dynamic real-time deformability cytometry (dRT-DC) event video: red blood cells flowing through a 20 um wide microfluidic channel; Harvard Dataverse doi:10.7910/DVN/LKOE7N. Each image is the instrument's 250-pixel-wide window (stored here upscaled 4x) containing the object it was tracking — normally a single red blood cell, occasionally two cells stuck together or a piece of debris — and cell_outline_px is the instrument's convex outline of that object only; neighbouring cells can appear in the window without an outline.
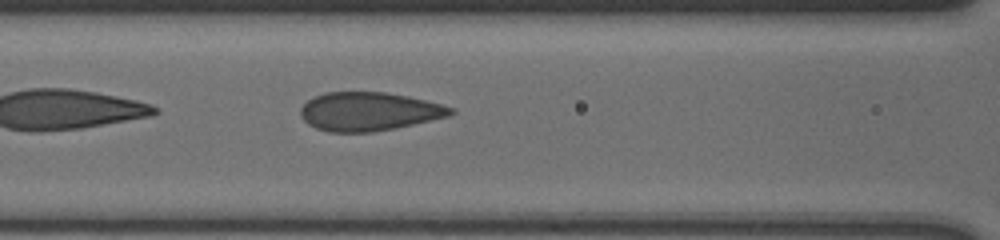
{"species": "human", "species_latin": "Homo sapiens", "temperature_condition": "cold", "stored_images_in_passage": 31, "camera_frame_rate_fps": 3000, "um_per_image_px": 0.085, "donor": {"sex": "male"}, "frame": {"image": 1, "passage_image": 6, "time_ms": 1.667, "image_size_px": [1000, 240], "cell_outline_px": [[456, 112], [448, 116], [396, 128], [372, 132], [328, 132], [316, 128], [308, 124], [300, 116], [300, 108], [308, 100], [324, 92], [388, 92], [408, 96], [456, 108]], "centroid_in_image_um": [31.35, 9.48], "position_along_channel_um": 135.2, "area_um2": 33.81}}
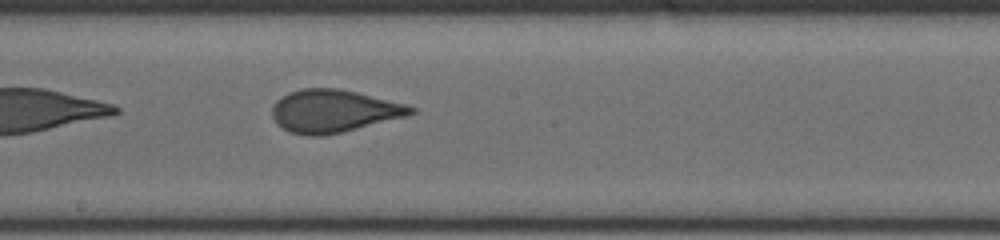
{"frame": {"image": 2, "passage_image": 13, "time_ms": 4.0, "image_size_px": [1000, 240], "cell_outline_px": [[416, 112], [404, 116], [340, 132], [320, 136], [308, 136], [288, 132], [276, 124], [272, 116], [272, 104], [276, 100], [288, 92], [300, 88], [340, 88], [404, 104], [416, 108]], "centroid_in_image_um": [28.26, 9.43], "position_along_channel_um": 219.9, "area_um2": 34.22}}
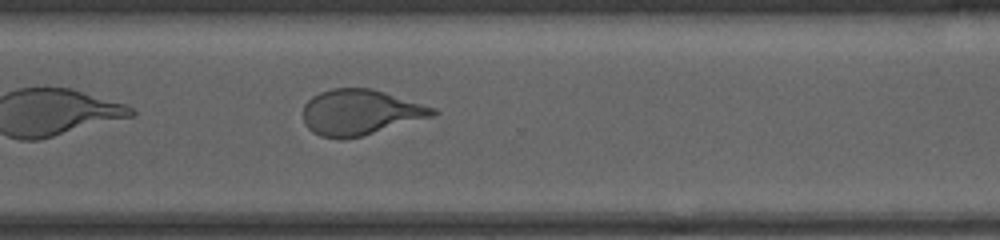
{"frame": {"image": 3, "passage_image": 23, "time_ms": 7.333, "image_size_px": [1000, 240], "cell_outline_px": [[440, 112], [432, 116], [360, 136], [340, 140], [320, 136], [312, 132], [304, 124], [304, 104], [312, 96], [320, 92], [332, 88], [372, 88], [436, 108]], "centroid_in_image_um": [30.58, 9.54], "position_along_channel_um": 340.0, "area_um2": 34.22}}